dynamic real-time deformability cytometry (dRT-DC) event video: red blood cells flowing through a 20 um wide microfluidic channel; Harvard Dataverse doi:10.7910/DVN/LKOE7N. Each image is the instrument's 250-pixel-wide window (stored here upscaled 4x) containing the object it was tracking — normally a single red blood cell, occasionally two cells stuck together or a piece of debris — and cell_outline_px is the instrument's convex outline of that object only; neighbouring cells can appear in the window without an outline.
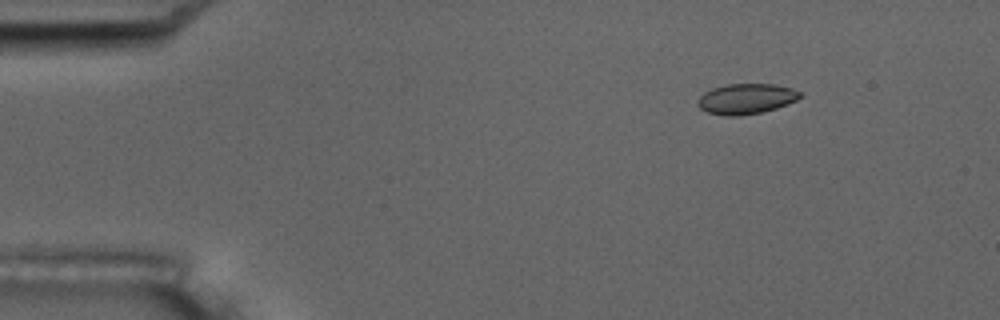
{"species": "common noctule bat (a hibernating species)", "species_latin": "Nyctalus noctula", "temperature_condition": "room temperature", "stored_images_in_passage": 7, "camera_frame_rate_fps": 3000, "um_per_image_px": 0.085, "animal": {"sex": "male", "body_mass_g": 17.5, "forearm_length_mm": 52.3}, "frame": {"image": 1, "passage_image": 3, "time_ms": 2.0, "image_size_px": [1000, 320], "cell_outline_px": [[804, 96], [788, 104], [776, 108], [760, 112], [736, 116], [728, 116], [708, 112], [700, 108], [696, 104], [696, 100], [704, 92], [712, 88], [728, 84], [776, 84], [792, 88], [800, 92]], "centroid_in_image_um": [63.43, 8.39], "position_along_channel_um": 21.6, "area_um2": 18.15}}